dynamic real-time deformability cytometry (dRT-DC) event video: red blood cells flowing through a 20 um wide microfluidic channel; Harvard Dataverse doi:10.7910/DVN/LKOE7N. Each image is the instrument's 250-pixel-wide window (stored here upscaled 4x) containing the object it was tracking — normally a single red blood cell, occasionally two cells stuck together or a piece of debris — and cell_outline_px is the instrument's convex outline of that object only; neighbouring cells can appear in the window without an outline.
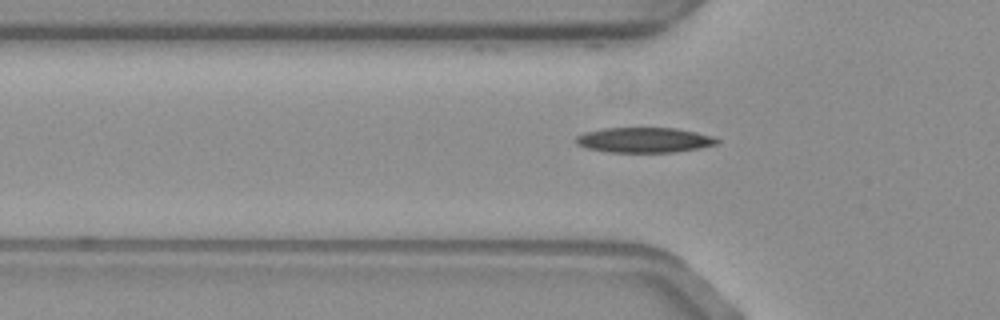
{"species": "common noctule bat (a hibernating species)", "species_latin": "Nyctalus noctula", "temperature_condition": "warm", "stored_images_in_passage": 43, "camera_frame_rate_fps": 3000, "um_per_image_px": 0.085, "animal": {"sex": "female", "body_mass_g": 19.3, "forearm_length_mm": 54.1}, "frame": {"image": 1, "passage_image": 11, "time_ms": 3.333, "image_size_px": [1000, 320], "cell_outline_px": [[720, 140], [716, 144], [700, 148], [676, 152], [608, 152], [588, 148], [576, 144], [576, 136], [584, 132], [604, 128], [676, 128], [696, 132], [712, 136]], "centroid_in_image_um": [54.76, 11.9], "position_along_channel_um": 71.0, "area_um2": 20.63}}
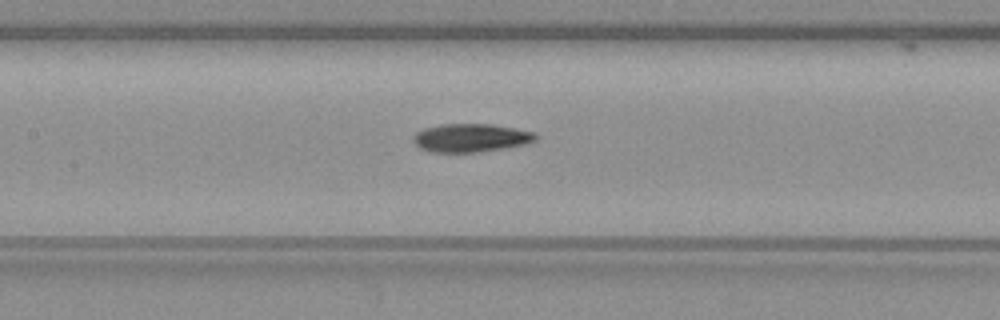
{"frame": {"image": 2, "passage_image": 19, "time_ms": 6.0, "image_size_px": [1000, 320], "cell_outline_px": [[536, 140], [524, 144], [504, 148], [480, 152], [432, 152], [420, 148], [416, 144], [416, 132], [424, 128], [440, 124], [492, 124], [532, 132], [536, 136]], "centroid_in_image_um": [40.01, 11.72], "position_along_channel_um": 167.4, "area_um2": 19.83}}
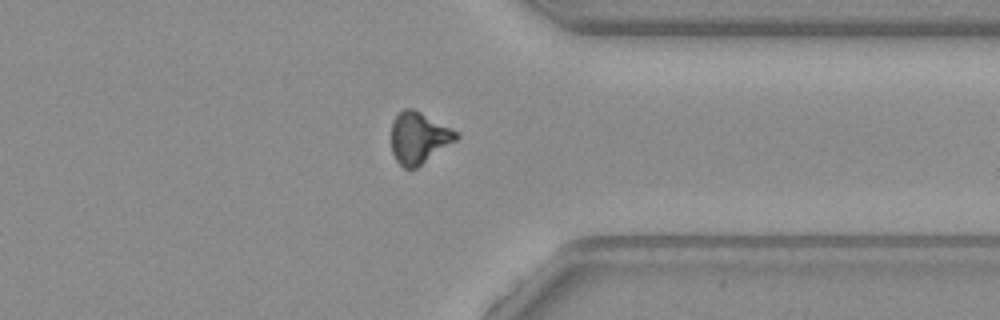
{"frame": {"image": 3, "passage_image": 37, "time_ms": 12.0, "image_size_px": [1000, 320], "cell_outline_px": [[460, 136], [456, 140], [416, 168], [404, 168], [396, 160], [392, 152], [392, 120], [404, 108], [412, 108], [420, 112], [456, 132]], "centroid_in_image_um": [35.56, 11.72], "position_along_channel_um": 375.8, "area_um2": 18.96}}